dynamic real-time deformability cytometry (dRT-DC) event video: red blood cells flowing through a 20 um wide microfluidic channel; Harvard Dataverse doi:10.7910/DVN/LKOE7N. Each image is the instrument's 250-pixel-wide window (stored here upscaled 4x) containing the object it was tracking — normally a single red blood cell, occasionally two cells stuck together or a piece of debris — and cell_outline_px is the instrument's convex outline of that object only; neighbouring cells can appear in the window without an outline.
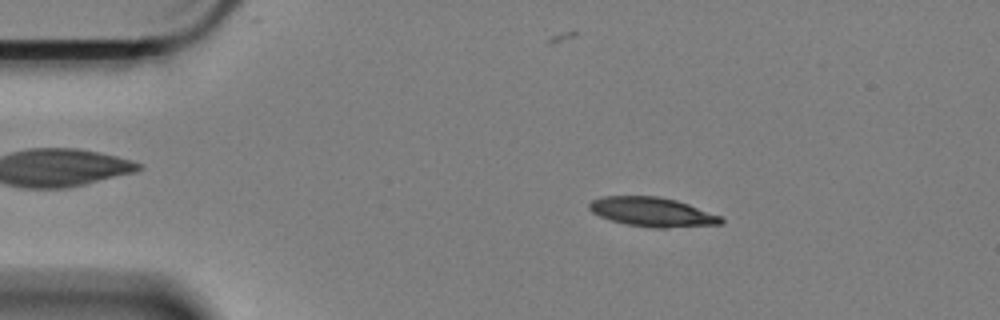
{"species": "Egyptian fruit bat (a non-hibernating species)", "species_latin": "Rousettus aegyptiacus", "temperature_condition": "cold", "stored_images_in_passage": 52, "camera_frame_rate_fps": 3000, "um_per_image_px": 0.085, "animal": {"sex": "female"}, "frame": {"image": 1, "passage_image": 2, "time_ms": 0.333, "image_size_px": [1000, 320], "cell_outline_px": [[724, 224], [668, 228], [652, 228], [628, 224], [612, 220], [600, 216], [592, 212], [588, 208], [588, 204], [592, 200], [604, 196], [660, 196], [676, 200], [688, 204], [720, 216], [724, 220]], "centroid_in_image_um": [55.45, 18.02], "position_along_channel_um": 29.5, "area_um2": 22.43}}
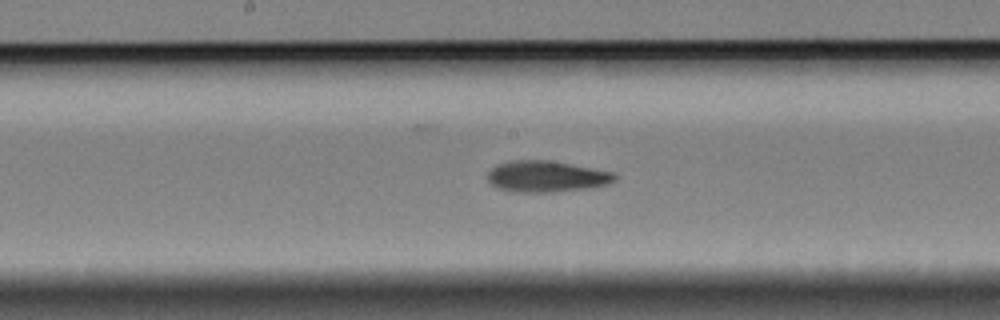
{"frame": {"image": 2, "passage_image": 22, "time_ms": 7.0, "image_size_px": [1000, 320], "cell_outline_px": [[616, 180], [608, 184], [588, 188], [552, 192], [520, 192], [496, 188], [488, 180], [488, 172], [496, 164], [512, 160], [548, 160], [616, 172]], "centroid_in_image_um": [46.46, 14.99], "position_along_channel_um": 201.7, "area_um2": 23.18}}
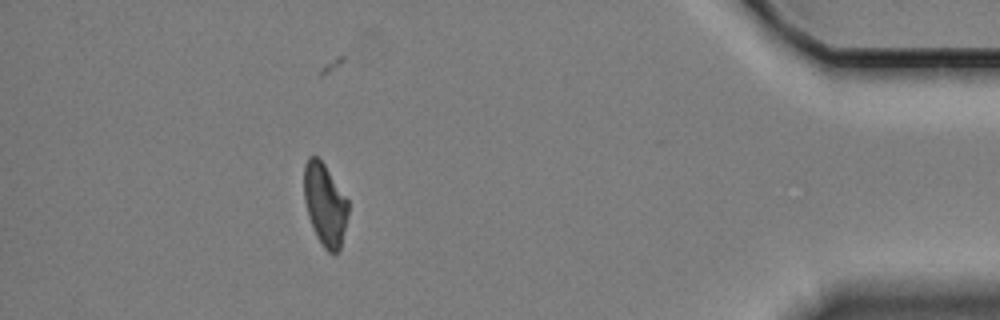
{"frame": {"image": 3, "passage_image": 45, "time_ms": 14.667, "image_size_px": [1000, 320], "cell_outline_px": [[348, 216], [340, 248], [336, 252], [328, 252], [324, 248], [316, 236], [312, 228], [308, 216], [304, 200], [304, 164], [308, 156], [316, 156], [324, 164], [348, 200]], "centroid_in_image_um": [27.6, 17.38], "position_along_channel_um": 407.6, "area_um2": 21.1}, "authors_computed_cell_mechanics": {"area_um2": 22.542, "velocity_mm_per_s": 3.3381, "shape_relaxation_time_tau1_ms": 4.7607, "shape_relaxation_time_tau2_ms": 6.3866, "deformation_change_tau1": 0.1679, "deformation_change_tau2": 0.1435}}